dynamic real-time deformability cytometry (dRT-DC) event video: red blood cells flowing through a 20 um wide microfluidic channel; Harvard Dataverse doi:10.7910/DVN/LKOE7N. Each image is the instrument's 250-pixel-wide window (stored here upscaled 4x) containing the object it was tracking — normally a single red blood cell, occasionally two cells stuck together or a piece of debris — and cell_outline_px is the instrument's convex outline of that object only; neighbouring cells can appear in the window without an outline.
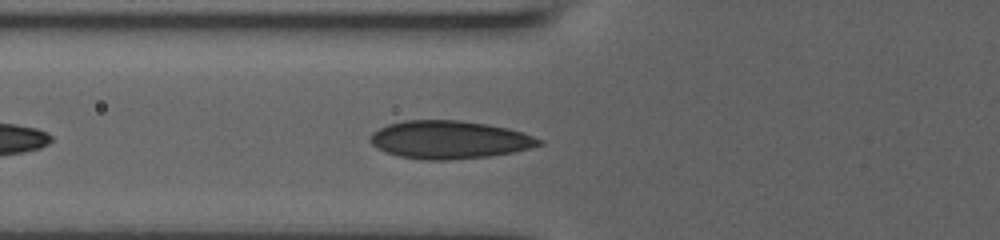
{"species": "human", "species_latin": "Homo sapiens", "temperature_condition": "room temperature", "stored_images_in_passage": 15, "camera_frame_rate_fps": 3000, "um_per_image_px": 0.085, "donor": {"sex": "male"}, "frame": {"image": 1, "passage_image": 8, "time_ms": 1.667, "image_size_px": [1000, 240], "cell_outline_px": [[544, 144], [512, 152], [488, 156], [448, 160], [424, 160], [400, 156], [376, 148], [368, 140], [372, 132], [388, 124], [404, 120], [460, 120], [488, 124], [508, 128], [544, 140]], "centroid_in_image_um": [38.18, 11.87], "position_along_channel_um": 87.6, "area_um2": 37.28}}
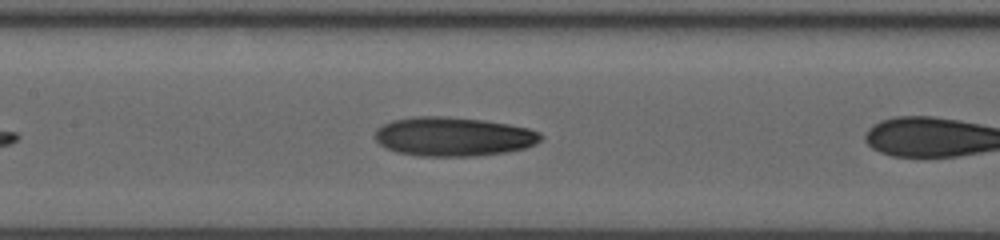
{"frame": {"image": 2, "passage_image": 13, "time_ms": 2.667, "image_size_px": [1000, 240], "cell_outline_px": [[544, 136], [536, 144], [524, 148], [508, 152], [476, 156], [420, 156], [396, 152], [384, 148], [376, 140], [376, 128], [392, 120], [416, 116], [444, 116], [484, 120], [508, 124], [528, 128], [540, 132]], "centroid_in_image_um": [38.54, 11.61], "position_along_channel_um": 168.9, "area_um2": 37.97}}